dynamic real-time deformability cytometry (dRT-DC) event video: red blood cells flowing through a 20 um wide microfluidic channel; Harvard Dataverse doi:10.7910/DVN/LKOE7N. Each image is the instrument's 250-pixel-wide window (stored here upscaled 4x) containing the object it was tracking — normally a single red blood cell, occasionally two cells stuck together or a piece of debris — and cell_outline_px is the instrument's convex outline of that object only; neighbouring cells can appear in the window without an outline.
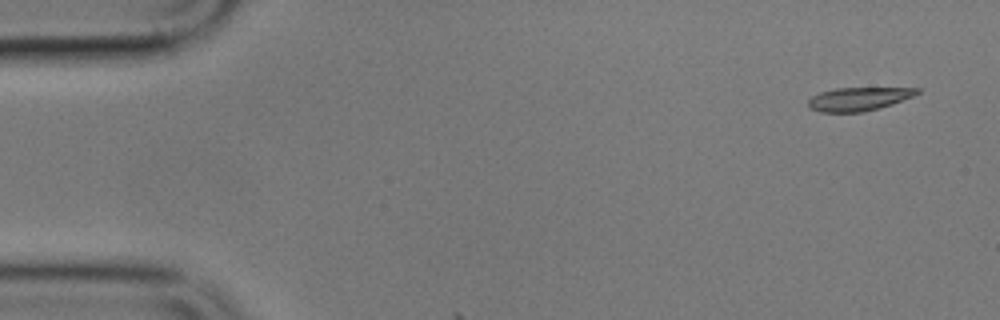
{"species": "common noctule bat (a hibernating species)", "species_latin": "Nyctalus noctula", "temperature_condition": "cold", "stored_images_in_passage": 4, "camera_frame_rate_fps": 3000, "um_per_image_px": 0.085, "animal": {"sex": "male", "body_mass_g": 17.9}, "frame": {"image": 1, "passage_image": 1, "time_ms": 0.0, "image_size_px": [1000, 320], "cell_outline_px": [[920, 92], [912, 96], [892, 104], [864, 112], [820, 112], [812, 108], [808, 104], [808, 100], [812, 96], [820, 92], [836, 88], [920, 88]], "centroid_in_image_um": [72.97, 8.41], "position_along_channel_um": 12.0, "area_um2": 14.68}}